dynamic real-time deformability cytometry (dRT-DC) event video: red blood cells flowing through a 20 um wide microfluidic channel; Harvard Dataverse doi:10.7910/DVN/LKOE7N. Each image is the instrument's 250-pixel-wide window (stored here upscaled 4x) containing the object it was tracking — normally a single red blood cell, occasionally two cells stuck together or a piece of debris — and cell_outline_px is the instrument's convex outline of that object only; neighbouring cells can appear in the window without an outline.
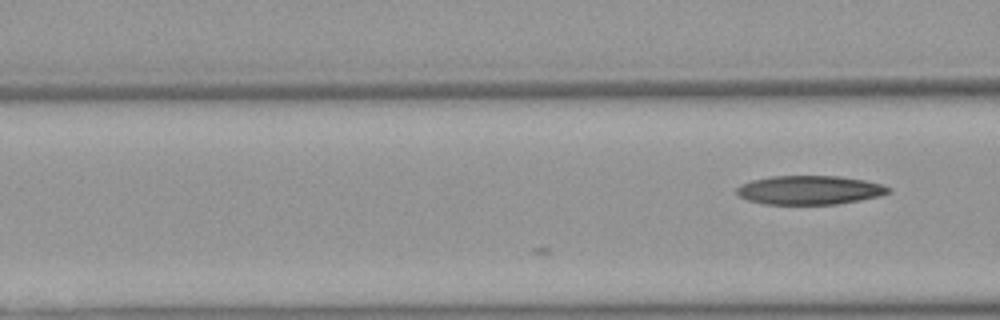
{"species": "Egyptian fruit bat (a non-hibernating species)", "species_latin": "Rousettus aegyptiacus", "temperature_condition": "warm", "stored_images_in_passage": 4, "camera_frame_rate_fps": 3000, "um_per_image_px": 0.085, "animal": {"sex": "female"}, "frame": {"image": 1, "passage_image": 4, "time_ms": 1.0, "image_size_px": [1000, 320], "cell_outline_px": [[892, 192], [880, 196], [860, 200], [836, 204], [764, 204], [748, 200], [740, 196], [736, 192], [736, 188], [740, 184], [752, 180], [772, 176], [840, 176], [864, 180], [880, 184], [892, 188]], "centroid_in_image_um": [68.83, 16.15], "position_along_channel_um": 97.8, "area_um2": 25.61}}